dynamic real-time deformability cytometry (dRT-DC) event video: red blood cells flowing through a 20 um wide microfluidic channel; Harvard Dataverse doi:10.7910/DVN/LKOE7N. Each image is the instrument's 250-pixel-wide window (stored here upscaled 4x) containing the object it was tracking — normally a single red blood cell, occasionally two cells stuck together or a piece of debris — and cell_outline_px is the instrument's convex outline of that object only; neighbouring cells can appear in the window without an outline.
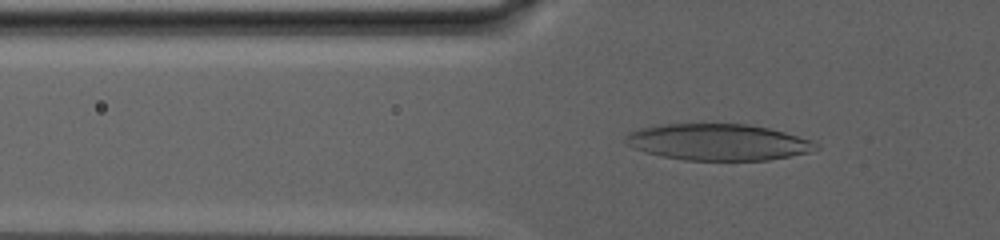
{"species": "human", "species_latin": "Homo sapiens", "temperature_condition": "warm", "stored_images_in_passage": 49, "camera_frame_rate_fps": 3000, "um_per_image_px": 0.085, "donor": {"sex": "male"}, "frame": {"image": 1, "passage_image": 5, "time_ms": 1.333, "image_size_px": [1000, 240], "cell_outline_px": [[820, 148], [808, 152], [768, 160], [684, 160], [660, 156], [644, 152], [628, 144], [624, 140], [624, 136], [628, 132], [652, 124], [748, 124], [768, 128], [784, 132], [812, 140]], "centroid_in_image_um": [60.98, 12.07], "position_along_channel_um": 64.8, "area_um2": 40.46}}
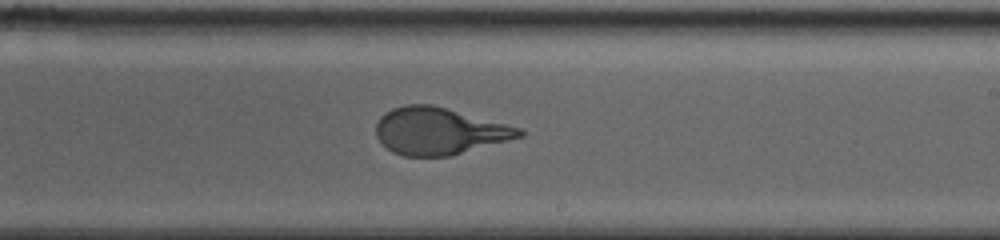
{"frame": {"image": 2, "passage_image": 29, "time_ms": 9.333, "image_size_px": [1000, 240], "cell_outline_px": [[524, 136], [448, 156], [404, 156], [392, 152], [376, 136], [376, 124], [380, 116], [384, 112], [392, 108], [404, 104], [432, 104], [520, 128], [524, 132]], "centroid_in_image_um": [37.28, 11.13], "position_along_channel_um": 251.7, "area_um2": 38.9}}
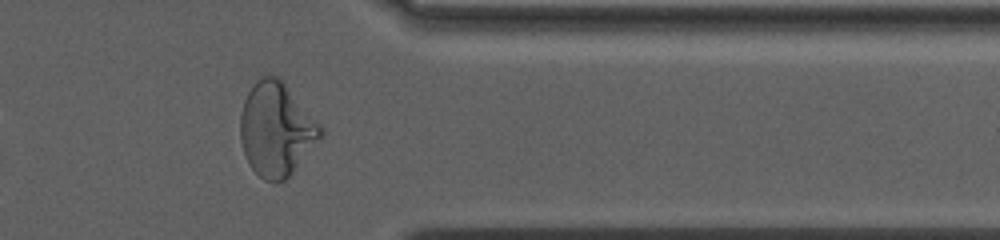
{"frame": {"image": 3, "passage_image": 46, "time_ms": 15.0, "image_size_px": [1000, 240], "cell_outline_px": [[324, 136], [292, 172], [284, 180], [276, 184], [264, 180], [248, 164], [240, 140], [240, 116], [244, 100], [252, 84], [256, 80], [264, 76], [280, 76], [324, 128]], "centroid_in_image_um": [23.5, 10.98], "position_along_channel_um": 387.9, "area_um2": 44.22}, "authors_computed_cell_mechanics": {"area_um2": 39.8242, "velocity_mm_per_s": 2.4788, "shape_relaxation_time_tau1_ms": 9.8169, "shape_relaxation_time_tau2_ms": null, "deformation_change_tau1": 0.3175, "deformation_change_tau2": null}}